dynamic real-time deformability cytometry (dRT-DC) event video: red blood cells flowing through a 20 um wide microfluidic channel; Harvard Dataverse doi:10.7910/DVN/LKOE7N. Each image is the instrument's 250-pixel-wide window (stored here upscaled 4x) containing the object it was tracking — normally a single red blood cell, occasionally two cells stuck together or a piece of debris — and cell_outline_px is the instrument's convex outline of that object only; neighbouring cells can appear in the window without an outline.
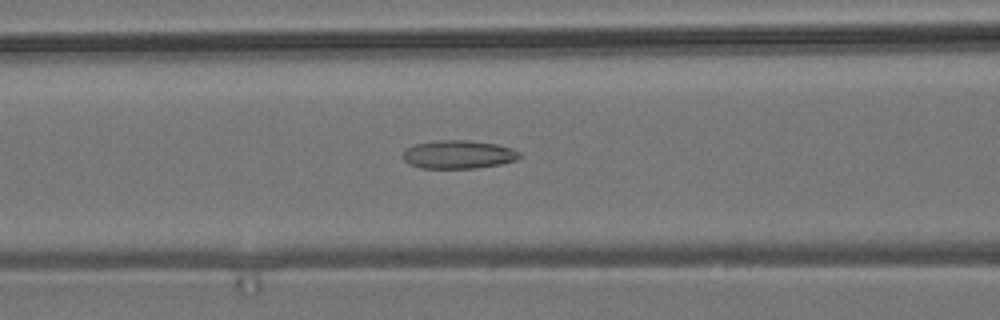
{"species": "common noctule bat (a hibernating species)", "species_latin": "Nyctalus noctula", "temperature_condition": "room temperature", "stored_images_in_passage": 54, "camera_frame_rate_fps": 3000, "um_per_image_px": 0.085, "animal": {"sex": "male", "body_mass_g": 19.2, "forearm_length_mm": 51.8}, "frame": {"image": 1, "passage_image": 22, "time_ms": 7.0, "image_size_px": [1000, 320], "cell_outline_px": [[524, 156], [516, 160], [500, 164], [476, 168], [420, 168], [404, 160], [404, 152], [408, 148], [416, 144], [436, 140], [468, 140], [496, 144], [512, 148], [520, 152]], "centroid_in_image_um": [39.03, 13.13], "position_along_channel_um": 127.6, "area_um2": 19.19}}
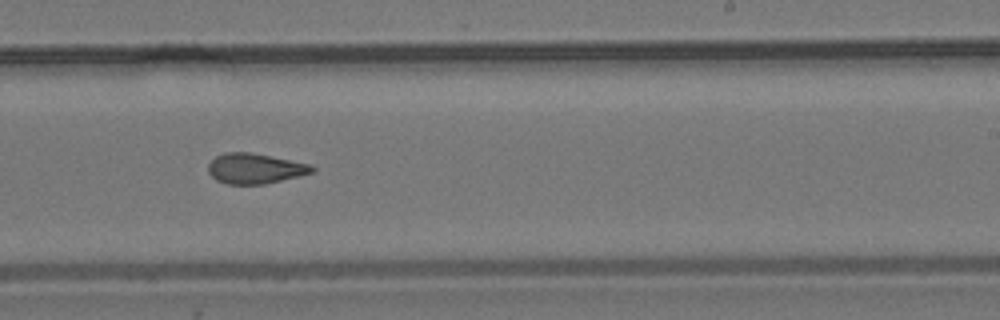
{"frame": {"image": 2, "passage_image": 33, "time_ms": 10.667, "image_size_px": [1000, 320], "cell_outline_px": [[316, 172], [264, 184], [228, 184], [216, 180], [208, 172], [208, 164], [216, 156], [224, 152], [248, 152], [312, 164], [316, 168]], "centroid_in_image_um": [21.69, 14.32], "position_along_channel_um": 267.3, "area_um2": 18.32}}
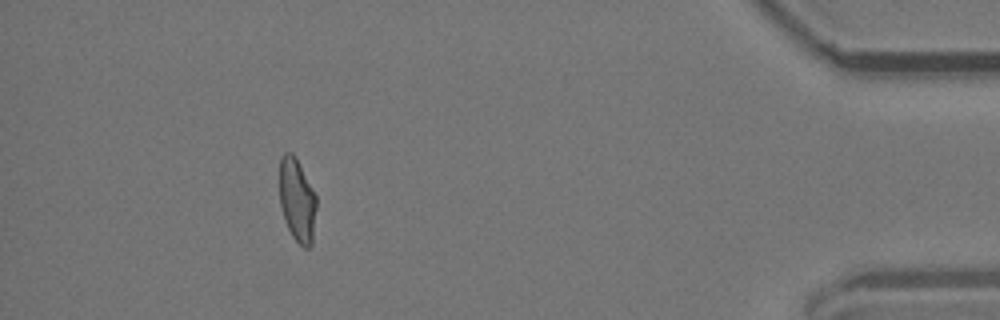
{"frame": {"image": 3, "passage_image": 49, "time_ms": 16.0, "image_size_px": [1000, 320], "cell_outline_px": [[316, 208], [312, 244], [308, 248], [304, 248], [292, 236], [288, 228], [280, 204], [280, 156], [284, 152], [292, 152], [296, 156], [316, 196]], "centroid_in_image_um": [25.25, 16.98], "position_along_channel_um": 409.9, "area_um2": 17.86}, "authors_computed_cell_mechanics": {"area_um2": 18.9584, "velocity_mm_per_s": 3.8155, "shape_relaxation_time_tau1_ms": null, "shape_relaxation_time_tau2_ms": 2.599, "deformation_change_tau1": null, "deformation_change_tau2": 0.1068}}